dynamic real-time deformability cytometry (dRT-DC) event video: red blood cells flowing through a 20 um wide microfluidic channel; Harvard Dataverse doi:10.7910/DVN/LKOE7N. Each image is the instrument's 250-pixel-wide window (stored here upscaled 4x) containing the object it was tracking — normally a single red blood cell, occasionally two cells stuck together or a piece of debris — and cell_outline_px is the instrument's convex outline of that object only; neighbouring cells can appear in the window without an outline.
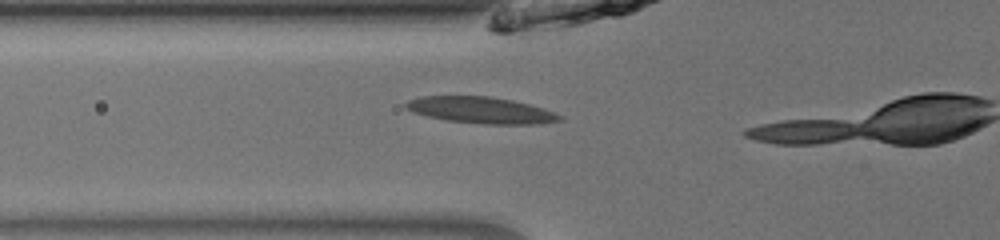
{"species": "common noctule bat (a hibernating species)", "species_latin": "Nyctalus noctula", "temperature_condition": "room temperature", "stored_images_in_passage": 16, "camera_frame_rate_fps": 3000, "um_per_image_px": 0.085, "animal": {"sex": "male", "body_mass_g": 13.0, "forearm_length_mm": 53.1}, "frame": {"image": 1, "passage_image": 15, "time_ms": 4.667, "image_size_px": [1000, 240], "cell_outline_px": [[564, 120], [540, 124], [484, 124], [448, 120], [428, 116], [412, 112], [404, 108], [404, 104], [408, 100], [424, 96], [488, 96], [512, 100], [544, 108], [556, 112], [564, 116]], "centroid_in_image_um": [40.93, 9.37], "position_along_channel_um": 84.9, "area_um2": 23.81}}